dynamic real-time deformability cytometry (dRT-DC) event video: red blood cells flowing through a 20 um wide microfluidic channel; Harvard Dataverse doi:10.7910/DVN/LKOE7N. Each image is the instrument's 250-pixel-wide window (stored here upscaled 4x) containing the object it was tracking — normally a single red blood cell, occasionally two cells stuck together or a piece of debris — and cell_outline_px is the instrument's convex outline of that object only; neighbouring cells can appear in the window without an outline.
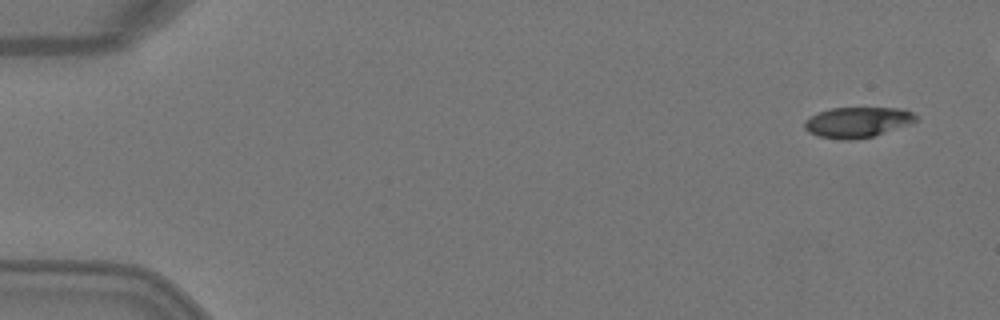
{"species": "Egyptian fruit bat (a non-hibernating species)", "species_latin": "Rousettus aegyptiacus", "temperature_condition": "warm", "stored_images_in_passage": 5, "camera_frame_rate_fps": 3000, "um_per_image_px": 0.085, "animal": {"sex": "female"}, "frame": {"image": 1, "passage_image": 1, "time_ms": 0.0, "image_size_px": [1000, 320], "cell_outline_px": [[920, 120], [872, 136], [852, 140], [840, 140], [816, 136], [808, 132], [804, 128], [804, 120], [820, 112], [832, 108], [900, 108], [912, 112]], "centroid_in_image_um": [72.85, 10.39], "position_along_channel_um": 12.1, "area_um2": 19.65}}